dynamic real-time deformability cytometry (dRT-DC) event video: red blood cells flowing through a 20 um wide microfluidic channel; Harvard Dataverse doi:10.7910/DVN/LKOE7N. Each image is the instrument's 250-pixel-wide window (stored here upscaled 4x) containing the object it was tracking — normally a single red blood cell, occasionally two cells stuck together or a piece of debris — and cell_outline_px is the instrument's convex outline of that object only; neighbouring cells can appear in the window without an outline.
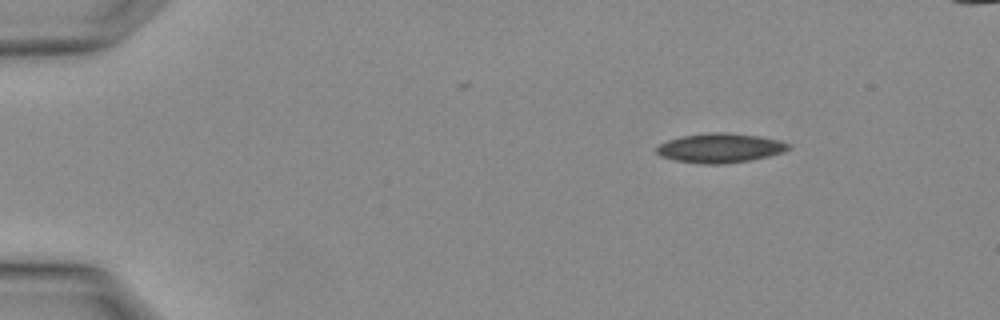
{"species": "Egyptian fruit bat (a non-hibernating species)", "species_latin": "Rousettus aegyptiacus", "temperature_condition": "warm", "stored_images_in_passage": 2, "camera_frame_rate_fps": 3000, "um_per_image_px": 0.085, "animal": {"sex": "female"}, "frame": {"image": 1, "passage_image": 1, "time_ms": 0.0, "image_size_px": [1000, 320], "cell_outline_px": [[792, 148], [784, 152], [752, 160], [724, 164], [704, 164], [672, 160], [660, 156], [656, 152], [656, 148], [660, 144], [668, 140], [680, 136], [708, 132], [728, 132], [760, 136], [780, 140], [792, 144]], "centroid_in_image_um": [61.24, 12.57], "position_along_channel_um": 23.8, "area_um2": 23.0}}